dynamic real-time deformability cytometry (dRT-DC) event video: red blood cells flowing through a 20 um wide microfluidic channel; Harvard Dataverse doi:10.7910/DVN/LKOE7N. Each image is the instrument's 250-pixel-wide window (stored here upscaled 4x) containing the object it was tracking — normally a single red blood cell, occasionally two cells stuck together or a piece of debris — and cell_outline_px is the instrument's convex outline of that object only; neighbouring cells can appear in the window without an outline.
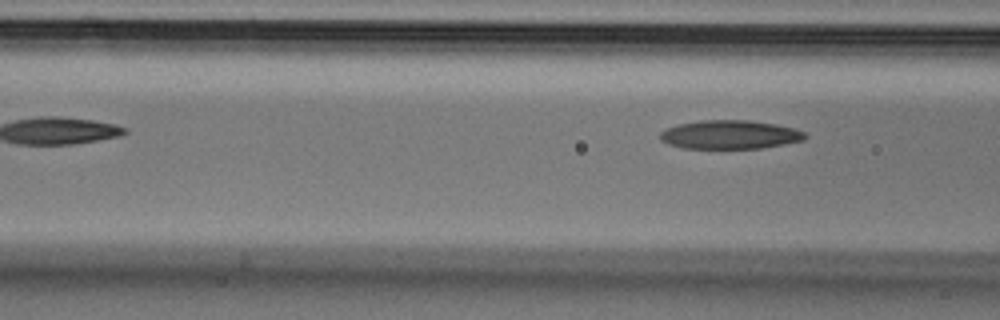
{"species": "Egyptian fruit bat (a non-hibernating species)", "species_latin": "Rousettus aegyptiacus", "temperature_condition": "cold", "stored_images_in_passage": 3, "camera_frame_rate_fps": 3000, "um_per_image_px": 0.085, "animal": {"sex": "male"}, "frame": {"image": 1, "passage_image": 3, "time_ms": 0.667, "image_size_px": [1000, 320], "cell_outline_px": [[808, 136], [804, 140], [784, 144], [760, 148], [684, 148], [668, 144], [660, 140], [660, 132], [668, 128], [680, 124], [700, 120], [748, 120], [776, 124], [796, 128], [804, 132]], "centroid_in_image_um": [62.07, 11.44], "position_along_channel_um": 104.5, "area_um2": 24.22}}